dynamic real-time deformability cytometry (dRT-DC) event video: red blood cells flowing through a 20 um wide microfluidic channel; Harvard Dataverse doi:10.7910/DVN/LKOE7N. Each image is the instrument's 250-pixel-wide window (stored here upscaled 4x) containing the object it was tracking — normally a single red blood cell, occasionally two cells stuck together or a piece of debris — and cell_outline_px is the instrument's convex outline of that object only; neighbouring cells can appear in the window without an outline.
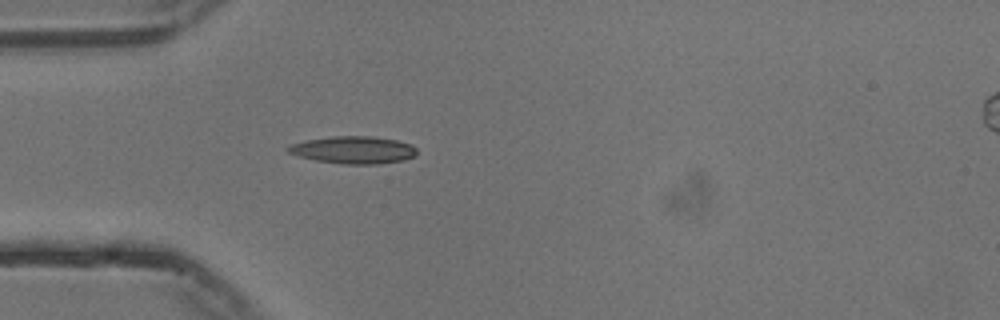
{"species": "common noctule bat (a hibernating species)", "species_latin": "Nyctalus noctula", "temperature_condition": "cold", "stored_images_in_passage": 39, "camera_frame_rate_fps": 3000, "um_per_image_px": 0.085, "animal": {"sex": "male", "body_mass_g": 13.3}, "frame": {"image": 1, "passage_image": 6, "time_ms": 1.667, "image_size_px": [1000, 320], "cell_outline_px": [[416, 156], [404, 160], [380, 164], [340, 164], [316, 160], [300, 156], [288, 152], [284, 148], [292, 144], [304, 140], [332, 136], [372, 136], [396, 140], [412, 144], [416, 148]], "centroid_in_image_um": [30.06, 12.74], "position_along_channel_um": 54.9, "area_um2": 20.69}}
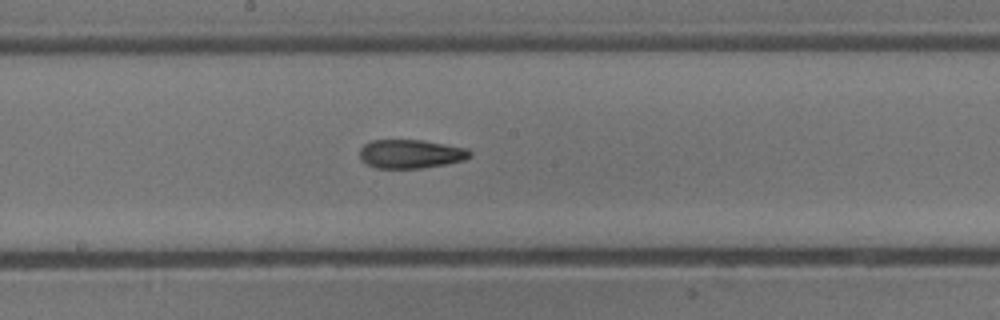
{"frame": {"image": 2, "passage_image": 19, "time_ms": 6.0, "image_size_px": [1000, 320], "cell_outline_px": [[472, 156], [464, 160], [448, 164], [420, 168], [376, 168], [360, 160], [360, 148], [364, 144], [372, 140], [424, 140], [468, 148], [472, 152]], "centroid_in_image_um": [34.94, 13.08], "position_along_channel_um": 213.3, "area_um2": 18.67}}
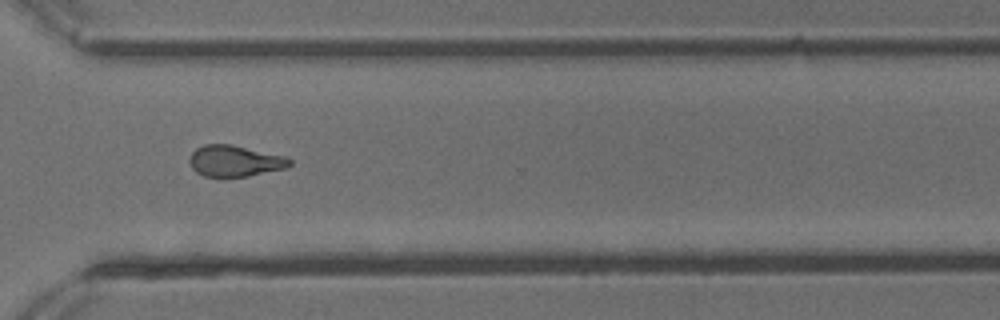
{"frame": {"image": 3, "passage_image": 30, "time_ms": 9.667, "image_size_px": [1000, 320], "cell_outline_px": [[292, 164], [284, 168], [248, 176], [204, 176], [196, 172], [192, 168], [188, 160], [192, 152], [196, 148], [204, 144], [232, 144], [284, 156], [292, 160]], "centroid_in_image_um": [19.93, 13.67], "position_along_channel_um": 350.7, "area_um2": 18.09}, "authors_computed_cell_mechanics": {"area_um2": 18.6116, "velocity_mm_per_s": 3.7558, "shape_relaxation_time_tau1_ms": null, "shape_relaxation_time_tau2_ms": 4.0579, "deformation_change_tau1": null, "deformation_change_tau2": 0.1317}}